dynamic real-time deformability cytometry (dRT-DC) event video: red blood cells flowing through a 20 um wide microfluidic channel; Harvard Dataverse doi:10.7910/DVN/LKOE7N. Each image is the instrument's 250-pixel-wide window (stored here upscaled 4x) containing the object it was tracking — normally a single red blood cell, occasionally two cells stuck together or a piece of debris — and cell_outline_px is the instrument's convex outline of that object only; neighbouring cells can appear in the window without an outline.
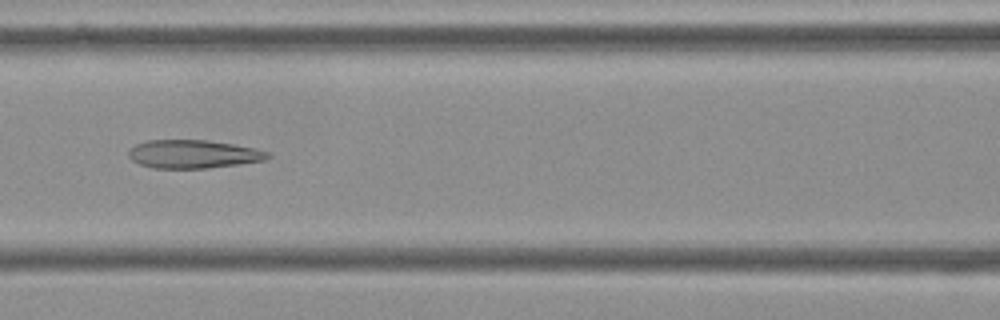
{"species": "Egyptian fruit bat (a non-hibernating species)", "species_latin": "Rousettus aegyptiacus", "temperature_condition": "cold", "stored_images_in_passage": 7, "camera_frame_rate_fps": 3000, "um_per_image_px": 0.085, "frame": {"image": 1, "passage_image": 7, "time_ms": 2.0, "image_size_px": [1000, 320], "cell_outline_px": [[272, 156], [264, 160], [208, 168], [152, 168], [140, 164], [132, 160], [128, 156], [128, 152], [136, 144], [148, 140], [204, 140], [232, 144], [252, 148], [268, 152]], "centroid_in_image_um": [16.39, 13.1], "position_along_channel_um": 150.2, "area_um2": 22.66}}